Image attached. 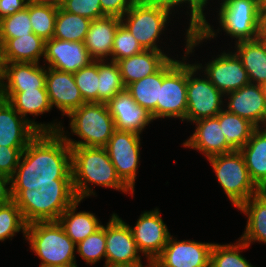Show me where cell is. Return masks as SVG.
<instances>
[{
  "instance_id": "obj_1",
  "label": "cell",
  "mask_w": 266,
  "mask_h": 267,
  "mask_svg": "<svg viewBox=\"0 0 266 267\" xmlns=\"http://www.w3.org/2000/svg\"><path fill=\"white\" fill-rule=\"evenodd\" d=\"M11 178L13 199L23 189L56 185V180H72L71 147L59 132H39L22 152Z\"/></svg>"
},
{
  "instance_id": "obj_2",
  "label": "cell",
  "mask_w": 266,
  "mask_h": 267,
  "mask_svg": "<svg viewBox=\"0 0 266 267\" xmlns=\"http://www.w3.org/2000/svg\"><path fill=\"white\" fill-rule=\"evenodd\" d=\"M221 2V3H220ZM216 4V21L218 28L208 22L207 14L202 26L194 32L184 29L185 39L184 48L188 56H194V52L201 44L211 42V39L217 40L218 35L224 32L229 36L231 42L247 41L258 39V19H259V0H218ZM233 39L235 41H233ZM193 53V55H192Z\"/></svg>"
},
{
  "instance_id": "obj_3",
  "label": "cell",
  "mask_w": 266,
  "mask_h": 267,
  "mask_svg": "<svg viewBox=\"0 0 266 267\" xmlns=\"http://www.w3.org/2000/svg\"><path fill=\"white\" fill-rule=\"evenodd\" d=\"M72 180L77 199L97 197L96 186L134 197L118 177L105 147H71Z\"/></svg>"
},
{
  "instance_id": "obj_4",
  "label": "cell",
  "mask_w": 266,
  "mask_h": 267,
  "mask_svg": "<svg viewBox=\"0 0 266 267\" xmlns=\"http://www.w3.org/2000/svg\"><path fill=\"white\" fill-rule=\"evenodd\" d=\"M68 118L69 129L61 125L59 133L70 147H105L116 130L106 103H85L73 110Z\"/></svg>"
},
{
  "instance_id": "obj_5",
  "label": "cell",
  "mask_w": 266,
  "mask_h": 267,
  "mask_svg": "<svg viewBox=\"0 0 266 267\" xmlns=\"http://www.w3.org/2000/svg\"><path fill=\"white\" fill-rule=\"evenodd\" d=\"M77 199L73 180H56V185L38 190L23 189L13 201L21 210L27 224L37 221H57Z\"/></svg>"
},
{
  "instance_id": "obj_6",
  "label": "cell",
  "mask_w": 266,
  "mask_h": 267,
  "mask_svg": "<svg viewBox=\"0 0 266 267\" xmlns=\"http://www.w3.org/2000/svg\"><path fill=\"white\" fill-rule=\"evenodd\" d=\"M26 242L40 259V265L78 267L76 244L67 236L58 221H37L27 224Z\"/></svg>"
},
{
  "instance_id": "obj_7",
  "label": "cell",
  "mask_w": 266,
  "mask_h": 267,
  "mask_svg": "<svg viewBox=\"0 0 266 267\" xmlns=\"http://www.w3.org/2000/svg\"><path fill=\"white\" fill-rule=\"evenodd\" d=\"M173 16L165 8L145 5L137 1L123 15L121 22L127 27L144 50L163 51L171 58L174 56H171V53L167 51V47H163V45L166 46V42H162V40L164 39L163 36H166L165 31L169 30L167 28L169 23L171 25ZM164 48L166 51H164Z\"/></svg>"
},
{
  "instance_id": "obj_8",
  "label": "cell",
  "mask_w": 266,
  "mask_h": 267,
  "mask_svg": "<svg viewBox=\"0 0 266 267\" xmlns=\"http://www.w3.org/2000/svg\"><path fill=\"white\" fill-rule=\"evenodd\" d=\"M206 160L212 167L227 199L236 209L261 191L252 181L239 150L215 155Z\"/></svg>"
},
{
  "instance_id": "obj_9",
  "label": "cell",
  "mask_w": 266,
  "mask_h": 267,
  "mask_svg": "<svg viewBox=\"0 0 266 267\" xmlns=\"http://www.w3.org/2000/svg\"><path fill=\"white\" fill-rule=\"evenodd\" d=\"M182 51V58L177 54L163 65V81L157 100V119L161 121L177 118L183 122L186 117L188 55Z\"/></svg>"
},
{
  "instance_id": "obj_10",
  "label": "cell",
  "mask_w": 266,
  "mask_h": 267,
  "mask_svg": "<svg viewBox=\"0 0 266 267\" xmlns=\"http://www.w3.org/2000/svg\"><path fill=\"white\" fill-rule=\"evenodd\" d=\"M190 57L187 61V111L183 123L191 124L199 119L216 117L224 109L225 95L195 63L190 62Z\"/></svg>"
},
{
  "instance_id": "obj_11",
  "label": "cell",
  "mask_w": 266,
  "mask_h": 267,
  "mask_svg": "<svg viewBox=\"0 0 266 267\" xmlns=\"http://www.w3.org/2000/svg\"><path fill=\"white\" fill-rule=\"evenodd\" d=\"M142 140L138 133L115 130L105 146L118 177L133 193L140 167Z\"/></svg>"
},
{
  "instance_id": "obj_12",
  "label": "cell",
  "mask_w": 266,
  "mask_h": 267,
  "mask_svg": "<svg viewBox=\"0 0 266 267\" xmlns=\"http://www.w3.org/2000/svg\"><path fill=\"white\" fill-rule=\"evenodd\" d=\"M216 56V57H215ZM195 64L208 77L209 81L224 95L234 92L250 83L247 71L243 67L241 59L230 48L222 50L202 65L200 61Z\"/></svg>"
},
{
  "instance_id": "obj_13",
  "label": "cell",
  "mask_w": 266,
  "mask_h": 267,
  "mask_svg": "<svg viewBox=\"0 0 266 267\" xmlns=\"http://www.w3.org/2000/svg\"><path fill=\"white\" fill-rule=\"evenodd\" d=\"M173 236H169L161 254L155 259L156 267H210L214 242L178 240Z\"/></svg>"
},
{
  "instance_id": "obj_14",
  "label": "cell",
  "mask_w": 266,
  "mask_h": 267,
  "mask_svg": "<svg viewBox=\"0 0 266 267\" xmlns=\"http://www.w3.org/2000/svg\"><path fill=\"white\" fill-rule=\"evenodd\" d=\"M161 210L155 207L141 211L137 221L131 226L134 240L142 257L155 260L162 252L171 235L161 216Z\"/></svg>"
},
{
  "instance_id": "obj_15",
  "label": "cell",
  "mask_w": 266,
  "mask_h": 267,
  "mask_svg": "<svg viewBox=\"0 0 266 267\" xmlns=\"http://www.w3.org/2000/svg\"><path fill=\"white\" fill-rule=\"evenodd\" d=\"M0 98L6 100L23 118L39 132H59L62 120L49 122L35 121L36 117L49 113L52 109L46 88H35L22 92H0ZM35 117L34 119L30 117ZM30 116V117H29ZM63 123V124H62Z\"/></svg>"
},
{
  "instance_id": "obj_16",
  "label": "cell",
  "mask_w": 266,
  "mask_h": 267,
  "mask_svg": "<svg viewBox=\"0 0 266 267\" xmlns=\"http://www.w3.org/2000/svg\"><path fill=\"white\" fill-rule=\"evenodd\" d=\"M106 257L103 267L131 263L143 259L130 225L113 212L106 223Z\"/></svg>"
},
{
  "instance_id": "obj_17",
  "label": "cell",
  "mask_w": 266,
  "mask_h": 267,
  "mask_svg": "<svg viewBox=\"0 0 266 267\" xmlns=\"http://www.w3.org/2000/svg\"><path fill=\"white\" fill-rule=\"evenodd\" d=\"M92 61L84 42L56 38L45 41L42 63L46 67L74 74Z\"/></svg>"
},
{
  "instance_id": "obj_18",
  "label": "cell",
  "mask_w": 266,
  "mask_h": 267,
  "mask_svg": "<svg viewBox=\"0 0 266 267\" xmlns=\"http://www.w3.org/2000/svg\"><path fill=\"white\" fill-rule=\"evenodd\" d=\"M224 108L256 127H266V102L261 85L249 83L226 94Z\"/></svg>"
},
{
  "instance_id": "obj_19",
  "label": "cell",
  "mask_w": 266,
  "mask_h": 267,
  "mask_svg": "<svg viewBox=\"0 0 266 267\" xmlns=\"http://www.w3.org/2000/svg\"><path fill=\"white\" fill-rule=\"evenodd\" d=\"M45 86L52 109L59 110L63 117L85 104L73 73L46 67Z\"/></svg>"
},
{
  "instance_id": "obj_20",
  "label": "cell",
  "mask_w": 266,
  "mask_h": 267,
  "mask_svg": "<svg viewBox=\"0 0 266 267\" xmlns=\"http://www.w3.org/2000/svg\"><path fill=\"white\" fill-rule=\"evenodd\" d=\"M106 104L116 130L132 131L142 135L147 126L150 127L154 121L151 113L139 106L126 88Z\"/></svg>"
},
{
  "instance_id": "obj_21",
  "label": "cell",
  "mask_w": 266,
  "mask_h": 267,
  "mask_svg": "<svg viewBox=\"0 0 266 267\" xmlns=\"http://www.w3.org/2000/svg\"><path fill=\"white\" fill-rule=\"evenodd\" d=\"M195 129L182 142L184 148L196 150L206 159L234 151L226 142L217 117L199 119L192 123Z\"/></svg>"
},
{
  "instance_id": "obj_22",
  "label": "cell",
  "mask_w": 266,
  "mask_h": 267,
  "mask_svg": "<svg viewBox=\"0 0 266 267\" xmlns=\"http://www.w3.org/2000/svg\"><path fill=\"white\" fill-rule=\"evenodd\" d=\"M46 66L42 63H5L0 77V92H22L46 88Z\"/></svg>"
},
{
  "instance_id": "obj_23",
  "label": "cell",
  "mask_w": 266,
  "mask_h": 267,
  "mask_svg": "<svg viewBox=\"0 0 266 267\" xmlns=\"http://www.w3.org/2000/svg\"><path fill=\"white\" fill-rule=\"evenodd\" d=\"M39 131L0 98V146L27 147Z\"/></svg>"
},
{
  "instance_id": "obj_24",
  "label": "cell",
  "mask_w": 266,
  "mask_h": 267,
  "mask_svg": "<svg viewBox=\"0 0 266 267\" xmlns=\"http://www.w3.org/2000/svg\"><path fill=\"white\" fill-rule=\"evenodd\" d=\"M121 18L105 16L90 23L84 41L87 51L94 61H111L113 40Z\"/></svg>"
},
{
  "instance_id": "obj_25",
  "label": "cell",
  "mask_w": 266,
  "mask_h": 267,
  "mask_svg": "<svg viewBox=\"0 0 266 267\" xmlns=\"http://www.w3.org/2000/svg\"><path fill=\"white\" fill-rule=\"evenodd\" d=\"M170 57L163 51L144 50L117 61L125 88L146 76L157 72Z\"/></svg>"
},
{
  "instance_id": "obj_26",
  "label": "cell",
  "mask_w": 266,
  "mask_h": 267,
  "mask_svg": "<svg viewBox=\"0 0 266 267\" xmlns=\"http://www.w3.org/2000/svg\"><path fill=\"white\" fill-rule=\"evenodd\" d=\"M237 209L247 217L239 238L249 247L255 242L266 245V192L263 190L251 196Z\"/></svg>"
},
{
  "instance_id": "obj_27",
  "label": "cell",
  "mask_w": 266,
  "mask_h": 267,
  "mask_svg": "<svg viewBox=\"0 0 266 267\" xmlns=\"http://www.w3.org/2000/svg\"><path fill=\"white\" fill-rule=\"evenodd\" d=\"M81 202L83 203V200H76L57 220L67 236L76 245L89 235L95 233L103 225L95 213L88 210L77 212V207L80 206Z\"/></svg>"
},
{
  "instance_id": "obj_28",
  "label": "cell",
  "mask_w": 266,
  "mask_h": 267,
  "mask_svg": "<svg viewBox=\"0 0 266 267\" xmlns=\"http://www.w3.org/2000/svg\"><path fill=\"white\" fill-rule=\"evenodd\" d=\"M239 151L252 181L263 191L266 188V127H257Z\"/></svg>"
},
{
  "instance_id": "obj_29",
  "label": "cell",
  "mask_w": 266,
  "mask_h": 267,
  "mask_svg": "<svg viewBox=\"0 0 266 267\" xmlns=\"http://www.w3.org/2000/svg\"><path fill=\"white\" fill-rule=\"evenodd\" d=\"M230 48L241 59L250 83L262 85L266 82V45L261 39L239 41Z\"/></svg>"
},
{
  "instance_id": "obj_30",
  "label": "cell",
  "mask_w": 266,
  "mask_h": 267,
  "mask_svg": "<svg viewBox=\"0 0 266 267\" xmlns=\"http://www.w3.org/2000/svg\"><path fill=\"white\" fill-rule=\"evenodd\" d=\"M45 41L35 33L8 39L3 44L5 63H39L44 58Z\"/></svg>"
},
{
  "instance_id": "obj_31",
  "label": "cell",
  "mask_w": 266,
  "mask_h": 267,
  "mask_svg": "<svg viewBox=\"0 0 266 267\" xmlns=\"http://www.w3.org/2000/svg\"><path fill=\"white\" fill-rule=\"evenodd\" d=\"M163 81V66L154 74L129 84L126 90L135 102L151 113L154 121L157 120V100Z\"/></svg>"
},
{
  "instance_id": "obj_32",
  "label": "cell",
  "mask_w": 266,
  "mask_h": 267,
  "mask_svg": "<svg viewBox=\"0 0 266 267\" xmlns=\"http://www.w3.org/2000/svg\"><path fill=\"white\" fill-rule=\"evenodd\" d=\"M219 119L227 144L233 150H240L257 128L247 119L241 118L225 108L216 116Z\"/></svg>"
},
{
  "instance_id": "obj_33",
  "label": "cell",
  "mask_w": 266,
  "mask_h": 267,
  "mask_svg": "<svg viewBox=\"0 0 266 267\" xmlns=\"http://www.w3.org/2000/svg\"><path fill=\"white\" fill-rule=\"evenodd\" d=\"M92 21L58 8L53 38L63 41L84 42Z\"/></svg>"
},
{
  "instance_id": "obj_34",
  "label": "cell",
  "mask_w": 266,
  "mask_h": 267,
  "mask_svg": "<svg viewBox=\"0 0 266 267\" xmlns=\"http://www.w3.org/2000/svg\"><path fill=\"white\" fill-rule=\"evenodd\" d=\"M235 243L219 244L214 242L210 267H256L242 254L243 250H248L249 246L240 238Z\"/></svg>"
},
{
  "instance_id": "obj_35",
  "label": "cell",
  "mask_w": 266,
  "mask_h": 267,
  "mask_svg": "<svg viewBox=\"0 0 266 267\" xmlns=\"http://www.w3.org/2000/svg\"><path fill=\"white\" fill-rule=\"evenodd\" d=\"M98 103H107L125 89L117 62L99 61Z\"/></svg>"
},
{
  "instance_id": "obj_36",
  "label": "cell",
  "mask_w": 266,
  "mask_h": 267,
  "mask_svg": "<svg viewBox=\"0 0 266 267\" xmlns=\"http://www.w3.org/2000/svg\"><path fill=\"white\" fill-rule=\"evenodd\" d=\"M138 1L145 5H152L165 8L169 10L173 15H175V18L176 14L182 15L184 13L185 15H187L186 19L189 20V22L187 21L188 27L186 25V28L190 32L197 31L202 26L203 21L205 19L206 12H204L193 0H138ZM181 8L187 11L183 12ZM179 11L183 13H180Z\"/></svg>"
},
{
  "instance_id": "obj_37",
  "label": "cell",
  "mask_w": 266,
  "mask_h": 267,
  "mask_svg": "<svg viewBox=\"0 0 266 267\" xmlns=\"http://www.w3.org/2000/svg\"><path fill=\"white\" fill-rule=\"evenodd\" d=\"M26 8L29 10L33 33L41 37L44 41L53 38L58 8L32 2H28Z\"/></svg>"
},
{
  "instance_id": "obj_38",
  "label": "cell",
  "mask_w": 266,
  "mask_h": 267,
  "mask_svg": "<svg viewBox=\"0 0 266 267\" xmlns=\"http://www.w3.org/2000/svg\"><path fill=\"white\" fill-rule=\"evenodd\" d=\"M27 223L21 210L14 201L6 205H0V242L12 241L19 232L26 239Z\"/></svg>"
},
{
  "instance_id": "obj_39",
  "label": "cell",
  "mask_w": 266,
  "mask_h": 267,
  "mask_svg": "<svg viewBox=\"0 0 266 267\" xmlns=\"http://www.w3.org/2000/svg\"><path fill=\"white\" fill-rule=\"evenodd\" d=\"M106 224L76 245V254L88 266L96 265L106 257Z\"/></svg>"
},
{
  "instance_id": "obj_40",
  "label": "cell",
  "mask_w": 266,
  "mask_h": 267,
  "mask_svg": "<svg viewBox=\"0 0 266 267\" xmlns=\"http://www.w3.org/2000/svg\"><path fill=\"white\" fill-rule=\"evenodd\" d=\"M85 103H98L99 61H92L73 74Z\"/></svg>"
},
{
  "instance_id": "obj_41",
  "label": "cell",
  "mask_w": 266,
  "mask_h": 267,
  "mask_svg": "<svg viewBox=\"0 0 266 267\" xmlns=\"http://www.w3.org/2000/svg\"><path fill=\"white\" fill-rule=\"evenodd\" d=\"M32 32L29 10L26 7L0 20V38L2 44L8 39L29 35Z\"/></svg>"
},
{
  "instance_id": "obj_42",
  "label": "cell",
  "mask_w": 266,
  "mask_h": 267,
  "mask_svg": "<svg viewBox=\"0 0 266 267\" xmlns=\"http://www.w3.org/2000/svg\"><path fill=\"white\" fill-rule=\"evenodd\" d=\"M144 51L136 38L121 22L117 28L111 53V61L117 62Z\"/></svg>"
},
{
  "instance_id": "obj_43",
  "label": "cell",
  "mask_w": 266,
  "mask_h": 267,
  "mask_svg": "<svg viewBox=\"0 0 266 267\" xmlns=\"http://www.w3.org/2000/svg\"><path fill=\"white\" fill-rule=\"evenodd\" d=\"M61 8L68 13L80 15L93 21L105 17L100 0H64Z\"/></svg>"
},
{
  "instance_id": "obj_44",
  "label": "cell",
  "mask_w": 266,
  "mask_h": 267,
  "mask_svg": "<svg viewBox=\"0 0 266 267\" xmlns=\"http://www.w3.org/2000/svg\"><path fill=\"white\" fill-rule=\"evenodd\" d=\"M26 147L0 146V173L3 176L11 177Z\"/></svg>"
},
{
  "instance_id": "obj_45",
  "label": "cell",
  "mask_w": 266,
  "mask_h": 267,
  "mask_svg": "<svg viewBox=\"0 0 266 267\" xmlns=\"http://www.w3.org/2000/svg\"><path fill=\"white\" fill-rule=\"evenodd\" d=\"M138 0H100L102 12L106 16H115L122 18L123 15L137 2Z\"/></svg>"
},
{
  "instance_id": "obj_46",
  "label": "cell",
  "mask_w": 266,
  "mask_h": 267,
  "mask_svg": "<svg viewBox=\"0 0 266 267\" xmlns=\"http://www.w3.org/2000/svg\"><path fill=\"white\" fill-rule=\"evenodd\" d=\"M28 2L29 0H0V20L23 10Z\"/></svg>"
},
{
  "instance_id": "obj_47",
  "label": "cell",
  "mask_w": 266,
  "mask_h": 267,
  "mask_svg": "<svg viewBox=\"0 0 266 267\" xmlns=\"http://www.w3.org/2000/svg\"><path fill=\"white\" fill-rule=\"evenodd\" d=\"M13 201L11 178L0 173V205H6Z\"/></svg>"
},
{
  "instance_id": "obj_48",
  "label": "cell",
  "mask_w": 266,
  "mask_h": 267,
  "mask_svg": "<svg viewBox=\"0 0 266 267\" xmlns=\"http://www.w3.org/2000/svg\"><path fill=\"white\" fill-rule=\"evenodd\" d=\"M266 35V5L259 6L258 39Z\"/></svg>"
},
{
  "instance_id": "obj_49",
  "label": "cell",
  "mask_w": 266,
  "mask_h": 267,
  "mask_svg": "<svg viewBox=\"0 0 266 267\" xmlns=\"http://www.w3.org/2000/svg\"><path fill=\"white\" fill-rule=\"evenodd\" d=\"M146 259L145 262L143 263L142 259L139 261L131 262V263H125V264H119V265H114L111 267H156V262L153 259L150 258H144ZM145 264V265H143Z\"/></svg>"
},
{
  "instance_id": "obj_50",
  "label": "cell",
  "mask_w": 266,
  "mask_h": 267,
  "mask_svg": "<svg viewBox=\"0 0 266 267\" xmlns=\"http://www.w3.org/2000/svg\"><path fill=\"white\" fill-rule=\"evenodd\" d=\"M64 0H29V2L42 5H51L54 7H61Z\"/></svg>"
},
{
  "instance_id": "obj_51",
  "label": "cell",
  "mask_w": 266,
  "mask_h": 267,
  "mask_svg": "<svg viewBox=\"0 0 266 267\" xmlns=\"http://www.w3.org/2000/svg\"><path fill=\"white\" fill-rule=\"evenodd\" d=\"M204 12L206 11V9L208 10V4L212 7L211 5V2L212 1V4H216L215 2H213V0H193ZM208 3V4H207Z\"/></svg>"
},
{
  "instance_id": "obj_52",
  "label": "cell",
  "mask_w": 266,
  "mask_h": 267,
  "mask_svg": "<svg viewBox=\"0 0 266 267\" xmlns=\"http://www.w3.org/2000/svg\"><path fill=\"white\" fill-rule=\"evenodd\" d=\"M4 65H5V62L3 59V44L0 38V77H1Z\"/></svg>"
},
{
  "instance_id": "obj_53",
  "label": "cell",
  "mask_w": 266,
  "mask_h": 267,
  "mask_svg": "<svg viewBox=\"0 0 266 267\" xmlns=\"http://www.w3.org/2000/svg\"><path fill=\"white\" fill-rule=\"evenodd\" d=\"M261 86H262V89H263L264 98H265V102H266V82L263 83Z\"/></svg>"
},
{
  "instance_id": "obj_54",
  "label": "cell",
  "mask_w": 266,
  "mask_h": 267,
  "mask_svg": "<svg viewBox=\"0 0 266 267\" xmlns=\"http://www.w3.org/2000/svg\"><path fill=\"white\" fill-rule=\"evenodd\" d=\"M39 267H58V266H50V265H39Z\"/></svg>"
},
{
  "instance_id": "obj_55",
  "label": "cell",
  "mask_w": 266,
  "mask_h": 267,
  "mask_svg": "<svg viewBox=\"0 0 266 267\" xmlns=\"http://www.w3.org/2000/svg\"><path fill=\"white\" fill-rule=\"evenodd\" d=\"M266 45V35L261 39Z\"/></svg>"
},
{
  "instance_id": "obj_56",
  "label": "cell",
  "mask_w": 266,
  "mask_h": 267,
  "mask_svg": "<svg viewBox=\"0 0 266 267\" xmlns=\"http://www.w3.org/2000/svg\"><path fill=\"white\" fill-rule=\"evenodd\" d=\"M260 5H266V0L264 2H261Z\"/></svg>"
}]
</instances>
